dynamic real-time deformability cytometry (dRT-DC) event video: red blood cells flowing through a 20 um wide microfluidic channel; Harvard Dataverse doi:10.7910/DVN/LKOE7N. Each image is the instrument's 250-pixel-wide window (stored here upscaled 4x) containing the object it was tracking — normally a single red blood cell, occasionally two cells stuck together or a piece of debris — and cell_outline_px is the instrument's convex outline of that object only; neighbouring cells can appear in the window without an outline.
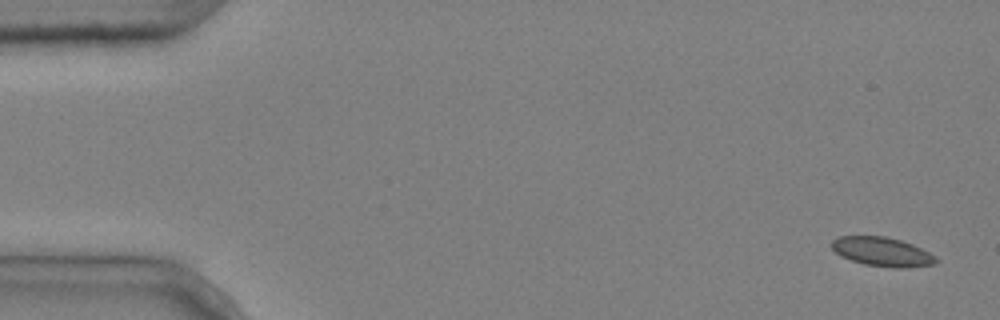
{"species": "common noctule bat (a hibernating species)", "species_latin": "Nyctalus noctula", "temperature_condition": "cold", "stored_images_in_passage": 4, "camera_frame_rate_fps": 3000, "um_per_image_px": 0.085, "animal": {"sex": "male", "body_mass_g": 20.4}, "frame": {"image": 1, "passage_image": 1, "time_ms": 0.0, "image_size_px": [1000, 320], "cell_outline_px": [[940, 260], [936, 264], [908, 268], [896, 268], [864, 264], [840, 256], [832, 248], [832, 240], [840, 236], [884, 236], [900, 240], [912, 244], [936, 256]], "centroid_in_image_um": [75.02, 21.41], "position_along_channel_um": 10.0, "area_um2": 17.69}}
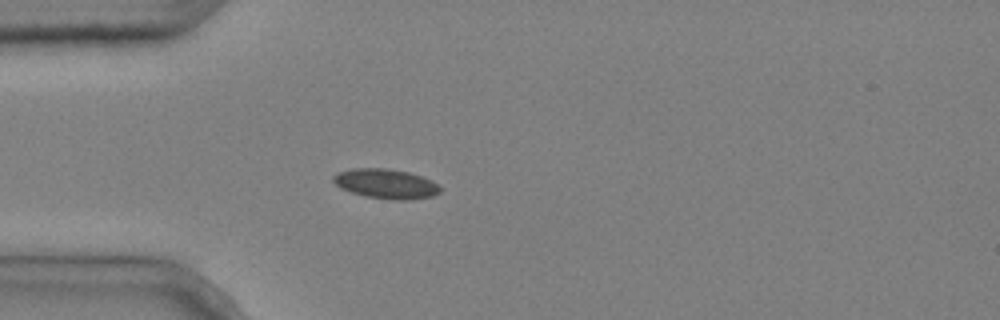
{"frame": {"image": 2, "passage_image": 4, "time_ms": 1.0, "image_size_px": [1000, 320], "cell_outline_px": [[440, 192], [432, 196], [412, 200], [392, 200], [368, 196], [352, 192], [340, 188], [332, 180], [332, 176], [336, 172], [352, 168], [384, 168], [408, 172], [432, 180], [440, 188]], "centroid_in_image_um": [32.78, 15.62], "position_along_channel_um": 52.2, "area_um2": 18.44}}